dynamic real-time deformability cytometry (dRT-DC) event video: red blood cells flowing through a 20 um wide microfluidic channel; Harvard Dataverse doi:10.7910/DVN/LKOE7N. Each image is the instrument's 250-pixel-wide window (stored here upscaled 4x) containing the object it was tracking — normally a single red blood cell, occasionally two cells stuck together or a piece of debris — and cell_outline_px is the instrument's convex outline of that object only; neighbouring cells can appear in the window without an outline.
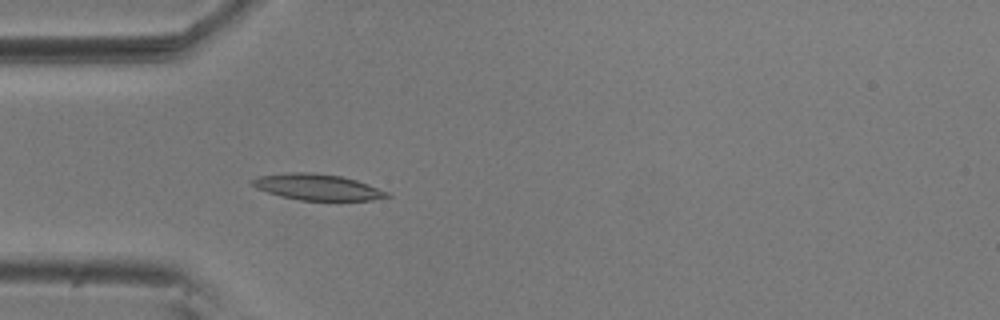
{"species": "common noctule bat (a hibernating species)", "species_latin": "Nyctalus noctula", "temperature_condition": "room temperature", "stored_images_in_passage": 41, "camera_frame_rate_fps": 3000, "um_per_image_px": 0.085, "animal": {"sex": "male", "body_mass_g": 20.5, "forearm_length_mm": 52.5}, "frame": {"image": 1, "passage_image": 2, "time_ms": 0.333, "image_size_px": [1000, 320], "cell_outline_px": [[392, 196], [372, 200], [300, 200], [280, 196], [256, 188], [252, 184], [252, 180], [260, 176], [288, 172], [304, 172], [340, 176], [356, 180], [368, 184], [388, 192]], "centroid_in_image_um": [26.99, 15.91], "position_along_channel_um": 58.0, "area_um2": 20.17}}
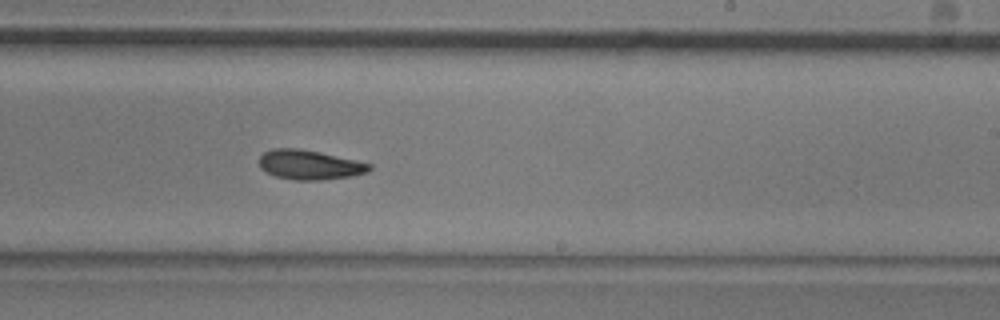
{"frame": {"image": 2, "passage_image": 19, "time_ms": 6.0, "image_size_px": [1000, 320], "cell_outline_px": [[372, 168], [368, 172], [352, 176], [320, 180], [292, 180], [276, 176], [260, 168], [260, 156], [264, 152], [272, 148], [296, 148], [356, 160], [372, 164]], "centroid_in_image_um": [26.32, 14.01], "position_along_channel_um": 262.7, "area_um2": 18.79}}
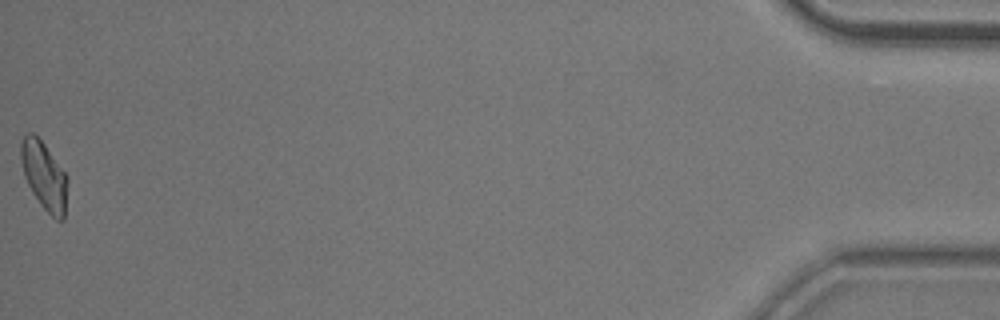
{"frame": {"image": 3, "passage_image": 41, "time_ms": 13.333, "image_size_px": [1000, 320], "cell_outline_px": [[68, 180], [64, 220], [56, 220], [40, 204], [32, 192], [24, 176], [20, 160], [20, 144], [24, 136], [28, 132], [32, 132], [44, 144], [68, 176]], "centroid_in_image_um": [3.75, 14.94], "position_along_channel_um": 431.4, "area_um2": 18.5}, "authors_computed_cell_mechanics": {"area_um2": 18.6694, "velocity_mm_per_s": 3.6611, "shape_relaxation_time_tau1_ms": 7.5608, "shape_relaxation_time_tau2_ms": null, "deformation_change_tau1": 0.1808, "deformation_change_tau2": null}}